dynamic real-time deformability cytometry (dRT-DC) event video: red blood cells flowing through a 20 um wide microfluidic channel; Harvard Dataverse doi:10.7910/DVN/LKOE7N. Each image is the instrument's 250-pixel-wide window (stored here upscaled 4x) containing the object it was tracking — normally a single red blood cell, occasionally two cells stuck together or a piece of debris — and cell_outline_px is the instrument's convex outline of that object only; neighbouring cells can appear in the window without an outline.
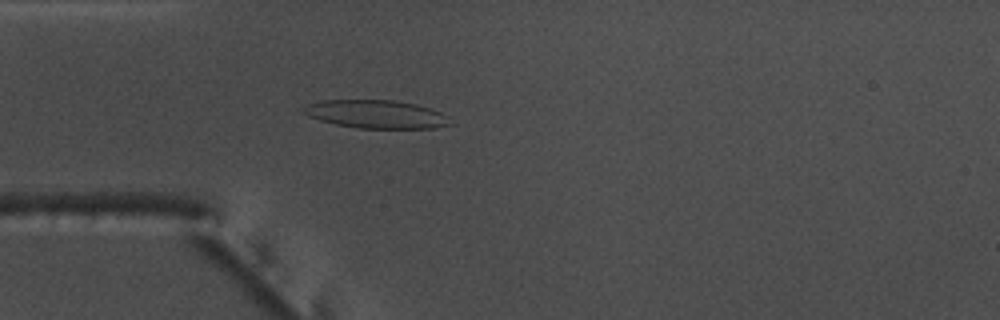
{"species": "common noctule bat (a hibernating species)", "species_latin": "Nyctalus noctula", "temperature_condition": "warm", "stored_images_in_passage": 54, "camera_frame_rate_fps": 3000, "um_per_image_px": 0.085, "animal": {"sex": "male", "body_mass_g": 17.5, "forearm_length_mm": 52.3}, "frame": {"image": 1, "passage_image": 15, "time_ms": 4.667, "image_size_px": [1000, 320], "cell_outline_px": [[452, 124], [432, 128], [356, 128], [336, 124], [320, 120], [308, 116], [300, 112], [308, 104], [324, 100], [392, 100], [416, 104], [440, 112]], "centroid_in_image_um": [31.92, 9.71], "position_along_channel_um": 53.1, "area_um2": 23.81}}
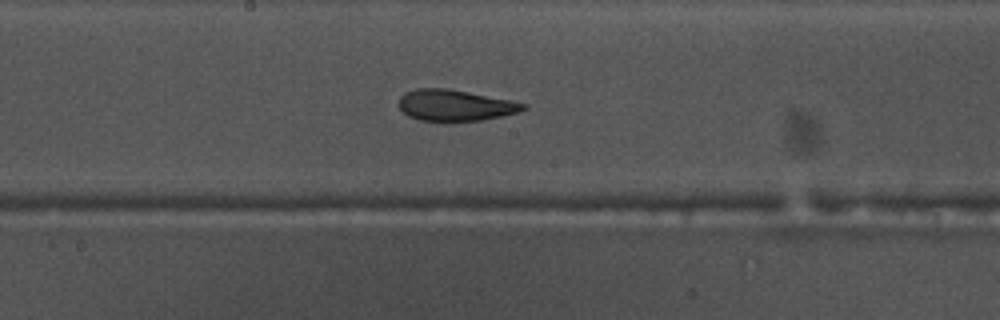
{"frame": {"image": 2, "passage_image": 28, "time_ms": 9.0, "image_size_px": [1000, 320], "cell_outline_px": [[528, 108], [520, 112], [480, 120], [448, 124], [444, 124], [420, 120], [408, 116], [400, 108], [400, 96], [404, 92], [416, 88], [448, 88], [528, 104]], "centroid_in_image_um": [38.66, 8.99], "position_along_channel_um": 209.5, "area_um2": 23.18}}
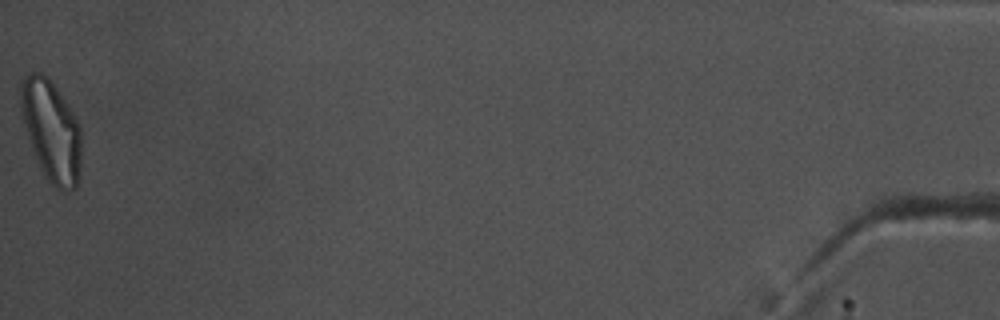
{"frame": {"image": 3, "passage_image": 54, "time_ms": 17.667, "image_size_px": [1000, 320], "cell_outline_px": [[80, 168], [76, 188], [64, 192], [56, 188], [44, 176], [32, 148], [20, 108], [20, 80], [28, 72], [40, 72], [48, 76], [68, 104], [76, 116], [80, 124]], "centroid_in_image_um": [4.36, 11.07], "position_along_channel_um": 430.8, "area_um2": 35.78}, "authors_computed_cell_mechanics": {"area_um2": 24.5072, "velocity_mm_per_s": 3.7591, "shape_relaxation_time_tau1_ms": null, "shape_relaxation_time_tau2_ms": 2.4393, "deformation_change_tau1": null, "deformation_change_tau2": 0.1083}}